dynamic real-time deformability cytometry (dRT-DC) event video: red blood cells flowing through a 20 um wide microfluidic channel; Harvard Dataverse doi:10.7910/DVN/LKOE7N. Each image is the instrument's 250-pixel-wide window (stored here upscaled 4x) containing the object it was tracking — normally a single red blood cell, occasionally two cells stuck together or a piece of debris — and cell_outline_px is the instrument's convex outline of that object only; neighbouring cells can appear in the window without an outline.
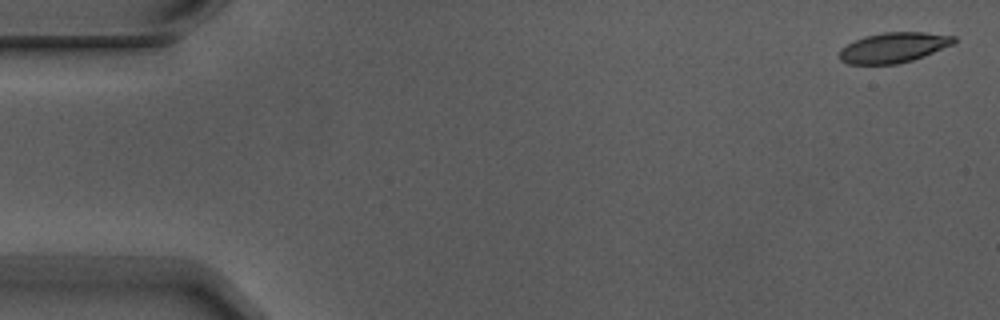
{"species": "Egyptian fruit bat (a non-hibernating species)", "species_latin": "Rousettus aegyptiacus", "temperature_condition": "warm", "stored_images_in_passage": 5, "camera_frame_rate_fps": 3000, "um_per_image_px": 0.085, "animal": {"sex": "male"}, "frame": {"image": 1, "passage_image": 1, "time_ms": 0.0, "image_size_px": [1000, 320], "cell_outline_px": [[956, 40], [952, 44], [924, 56], [912, 60], [896, 64], [848, 64], [840, 60], [840, 48], [864, 36], [884, 32], [924, 32], [956, 36]], "centroid_in_image_um": [75.94, 4.04], "position_along_channel_um": 9.1, "area_um2": 20.0}}